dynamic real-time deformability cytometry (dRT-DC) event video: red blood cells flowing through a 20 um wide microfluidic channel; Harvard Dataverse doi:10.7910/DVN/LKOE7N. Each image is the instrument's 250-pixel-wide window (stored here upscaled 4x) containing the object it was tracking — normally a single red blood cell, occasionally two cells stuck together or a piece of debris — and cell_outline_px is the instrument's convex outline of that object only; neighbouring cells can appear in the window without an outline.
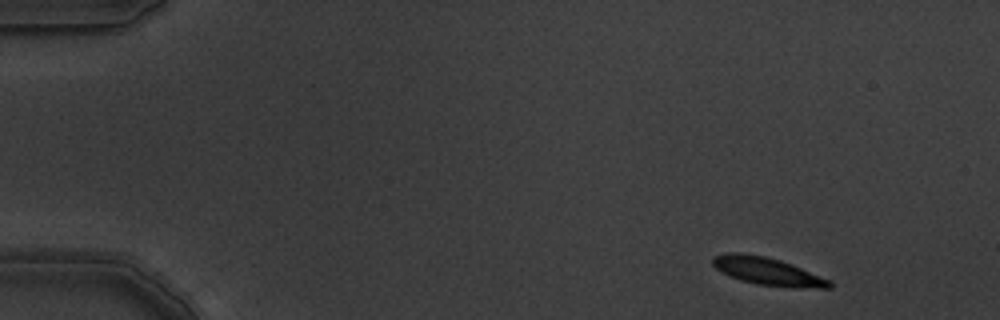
{"species": "common noctule bat (a hibernating species)", "species_latin": "Nyctalus noctula", "temperature_condition": "warm", "stored_images_in_passage": 8, "camera_frame_rate_fps": 3000, "um_per_image_px": 0.085, "animal": {"sex": "male", "body_mass_g": 19.5, "forearm_length_mm": 54.6}, "frame": {"image": 1, "passage_image": 1, "time_ms": 0.0, "image_size_px": [1000, 320], "cell_outline_px": [[832, 288], [816, 288], [756, 284], [740, 280], [716, 268], [712, 264], [712, 256], [728, 252], [740, 252], [764, 256], [780, 260], [832, 280]], "centroid_in_image_um": [65.24, 23.04], "position_along_channel_um": 19.8, "area_um2": 18.55}}